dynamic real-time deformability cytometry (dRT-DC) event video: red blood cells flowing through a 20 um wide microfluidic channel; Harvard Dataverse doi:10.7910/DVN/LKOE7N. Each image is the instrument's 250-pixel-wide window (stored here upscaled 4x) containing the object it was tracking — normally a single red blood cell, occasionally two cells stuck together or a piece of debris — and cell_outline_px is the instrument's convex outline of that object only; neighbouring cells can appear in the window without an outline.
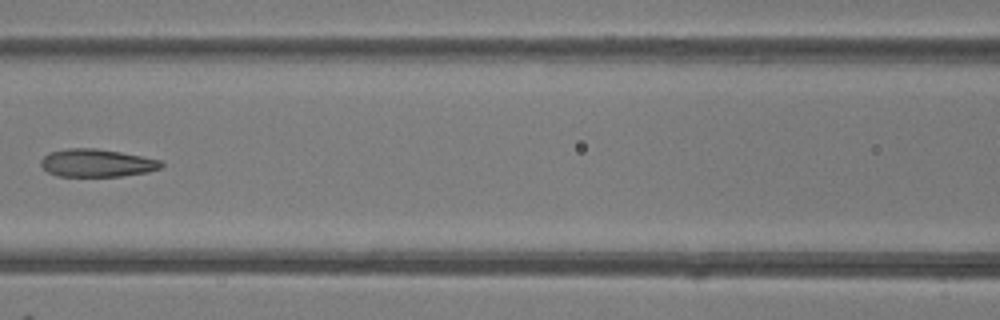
{"species": "common noctule bat (a hibernating species)", "species_latin": "Nyctalus noctula", "temperature_condition": "room temperature", "stored_images_in_passage": 7, "camera_frame_rate_fps": 3000, "um_per_image_px": 0.085, "animal": {"sex": "female"}, "frame": {"image": 1, "passage_image": 6, "time_ms": 6.0, "image_size_px": [1000, 320], "cell_outline_px": [[164, 168], [148, 172], [120, 176], [56, 176], [48, 172], [40, 164], [40, 160], [44, 156], [52, 152], [68, 148], [96, 148], [120, 152], [160, 160], [164, 164]], "centroid_in_image_um": [8.25, 13.86], "position_along_channel_um": 158.4, "area_um2": 19.48}}
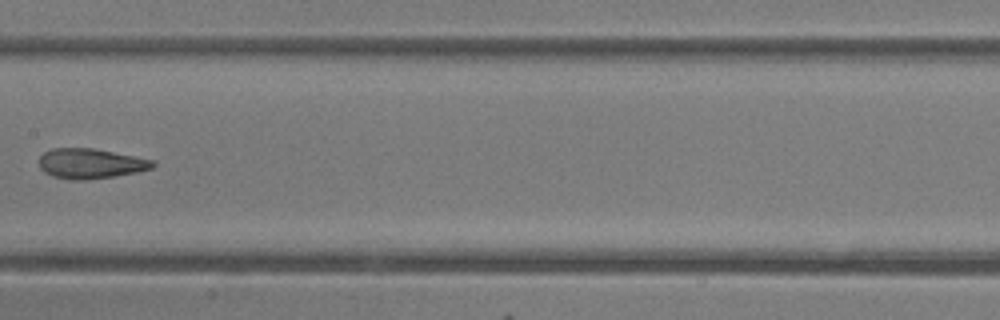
{"frame": {"image": 2, "passage_image": 7, "time_ms": 7.0, "image_size_px": [1000, 320], "cell_outline_px": [[156, 164], [152, 168], [136, 172], [112, 176], [84, 180], [72, 180], [52, 176], [44, 172], [40, 168], [40, 156], [44, 152], [52, 148], [92, 148], [156, 160]], "centroid_in_image_um": [7.7, 13.9], "position_along_channel_um": 199.7, "area_um2": 19.83}}